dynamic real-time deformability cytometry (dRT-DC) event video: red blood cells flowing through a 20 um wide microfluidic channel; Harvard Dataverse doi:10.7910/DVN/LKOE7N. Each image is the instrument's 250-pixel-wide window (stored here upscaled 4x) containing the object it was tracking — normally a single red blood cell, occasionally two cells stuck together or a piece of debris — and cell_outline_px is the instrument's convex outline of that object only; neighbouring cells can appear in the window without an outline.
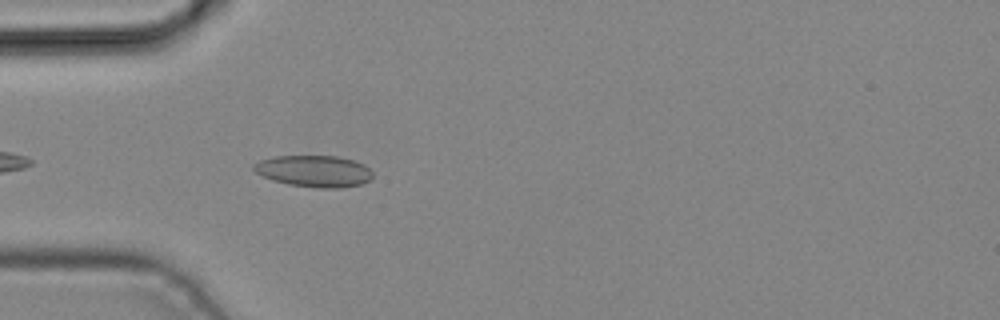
{"species": "common noctule bat (a hibernating species)", "species_latin": "Nyctalus noctula", "temperature_condition": "cold", "stored_images_in_passage": 4, "camera_frame_rate_fps": 3000, "um_per_image_px": 0.085, "animal": {"sex": "male", "body_mass_g": 19.2, "forearm_length_mm": 51.8}, "frame": {"image": 1, "passage_image": 4, "time_ms": 1.0, "image_size_px": [1000, 320], "cell_outline_px": [[372, 176], [368, 180], [360, 184], [340, 188], [320, 188], [288, 184], [272, 180], [256, 172], [252, 168], [252, 164], [260, 160], [276, 156], [336, 156], [352, 160], [364, 164], [372, 172]], "centroid_in_image_um": [26.67, 14.54], "position_along_channel_um": 58.3, "area_um2": 21.73}}